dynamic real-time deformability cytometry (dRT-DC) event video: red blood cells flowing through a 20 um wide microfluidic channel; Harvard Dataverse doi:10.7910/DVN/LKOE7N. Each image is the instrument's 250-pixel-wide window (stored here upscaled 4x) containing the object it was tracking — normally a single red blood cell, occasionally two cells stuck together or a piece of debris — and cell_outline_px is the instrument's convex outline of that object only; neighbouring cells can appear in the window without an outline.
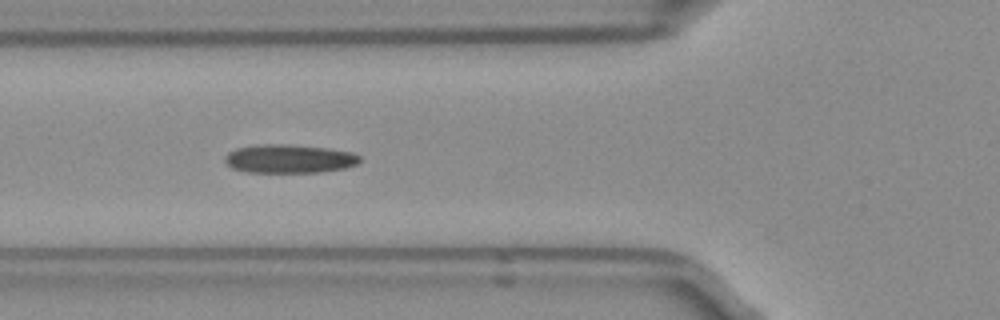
{"species": "Egyptian fruit bat (a non-hibernating species)", "species_latin": "Rousettus aegyptiacus", "temperature_condition": "room temperature", "stored_images_in_passage": 6, "camera_frame_rate_fps": 3000, "um_per_image_px": 0.085, "frame": {"image": 1, "passage_image": 3, "time_ms": 0.667, "image_size_px": [1000, 320], "cell_outline_px": [[360, 160], [356, 164], [344, 168], [316, 172], [248, 172], [232, 168], [224, 160], [224, 156], [228, 152], [236, 148], [260, 144], [288, 144], [328, 148], [352, 152], [360, 156]], "centroid_in_image_um": [24.56, 13.48], "position_along_channel_um": 101.2, "area_um2": 22.43}}